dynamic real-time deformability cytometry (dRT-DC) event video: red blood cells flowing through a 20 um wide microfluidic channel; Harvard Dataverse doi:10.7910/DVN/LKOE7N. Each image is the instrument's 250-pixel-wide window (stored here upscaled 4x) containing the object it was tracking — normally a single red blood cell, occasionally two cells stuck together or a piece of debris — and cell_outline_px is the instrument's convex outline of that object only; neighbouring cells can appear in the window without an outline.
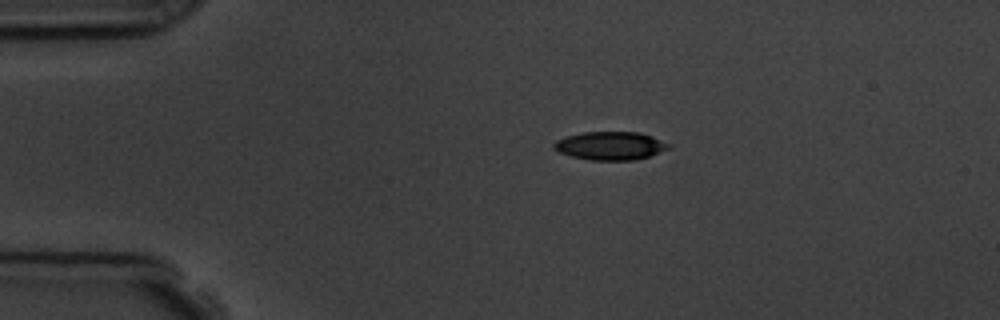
{"species": "common noctule bat (a hibernating species)", "species_latin": "Nyctalus noctula", "temperature_condition": "room temperature", "stored_images_in_passage": 3, "camera_frame_rate_fps": 3000, "um_per_image_px": 0.085, "animal": {"sex": "male", "body_mass_g": 19.5, "forearm_length_mm": 54.6}, "frame": {"image": 1, "passage_image": 1, "time_ms": 0.0, "image_size_px": [1000, 320], "cell_outline_px": [[668, 148], [648, 156], [636, 160], [592, 160], [572, 156], [560, 152], [552, 148], [552, 144], [556, 140], [564, 136], [584, 132], [640, 132], [652, 136], [668, 144]], "centroid_in_image_um": [51.81, 12.38], "position_along_channel_um": 33.2, "area_um2": 18.73}}
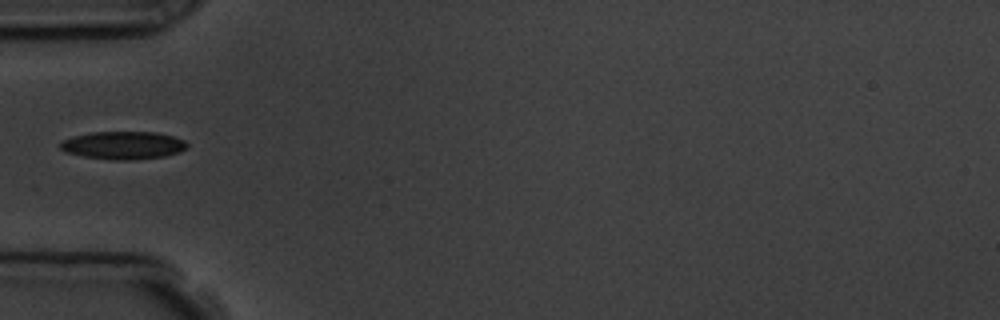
{"frame": {"image": 2, "passage_image": 3, "time_ms": 2.333, "image_size_px": [1000, 320], "cell_outline_px": [[188, 148], [180, 152], [164, 156], [128, 160], [112, 160], [84, 156], [64, 152], [60, 148], [60, 140], [72, 136], [92, 132], [156, 132], [172, 136], [184, 140], [188, 144]], "centroid_in_image_um": [10.45, 12.34], "position_along_channel_um": 74.5, "area_um2": 20.69}}